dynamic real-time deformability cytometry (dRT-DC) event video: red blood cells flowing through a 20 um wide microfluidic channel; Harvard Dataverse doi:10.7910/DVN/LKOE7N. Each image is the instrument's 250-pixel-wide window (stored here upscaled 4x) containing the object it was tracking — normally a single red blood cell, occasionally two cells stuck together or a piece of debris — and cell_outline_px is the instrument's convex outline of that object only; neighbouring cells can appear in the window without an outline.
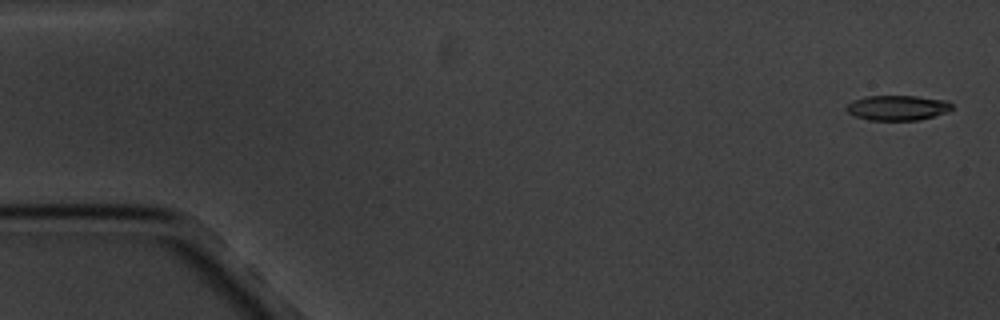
{"species": "common noctule bat (a hibernating species)", "species_latin": "Nyctalus noctula", "temperature_condition": "cold", "stored_images_in_passage": 5, "camera_frame_rate_fps": 3000, "um_per_image_px": 0.085, "animal": {"sex": "male", "body_mass_g": 20.1, "forearm_length_mm": 53.5}, "frame": {"image": 1, "passage_image": 1, "time_ms": 0.0, "image_size_px": [1000, 320], "cell_outline_px": [[952, 108], [948, 112], [916, 120], [868, 120], [856, 116], [848, 112], [844, 108], [852, 100], [864, 96], [916, 96], [948, 100], [952, 104]], "centroid_in_image_um": [76.27, 9.15], "position_along_channel_um": 8.7, "area_um2": 15.43}}
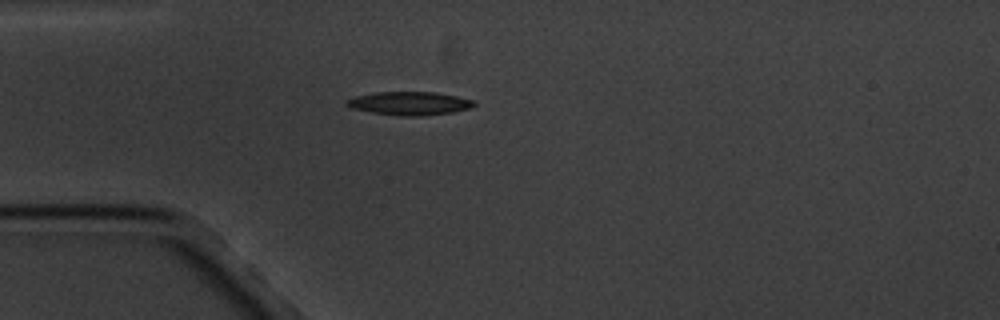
{"frame": {"image": 2, "passage_image": 5, "time_ms": 4.667, "image_size_px": [1000, 320], "cell_outline_px": [[476, 104], [472, 108], [452, 112], [424, 116], [400, 116], [372, 112], [352, 108], [344, 104], [344, 100], [352, 96], [376, 92], [436, 92], [456, 96], [472, 100]], "centroid_in_image_um": [34.77, 8.78], "position_along_channel_um": 50.2, "area_um2": 17.51}}